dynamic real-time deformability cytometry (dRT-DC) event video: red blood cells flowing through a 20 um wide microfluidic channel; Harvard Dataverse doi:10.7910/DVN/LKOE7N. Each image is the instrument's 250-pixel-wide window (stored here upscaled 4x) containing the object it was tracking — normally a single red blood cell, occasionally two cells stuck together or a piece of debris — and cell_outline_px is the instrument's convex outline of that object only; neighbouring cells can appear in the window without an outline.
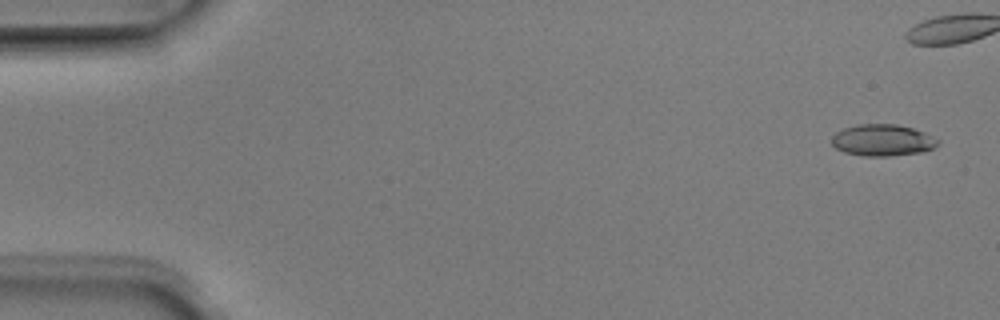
{"species": "Egyptian fruit bat (a non-hibernating species)", "species_latin": "Rousettus aegyptiacus", "temperature_condition": "room temperature", "stored_images_in_passage": 6, "camera_frame_rate_fps": 3000, "um_per_image_px": 0.085, "animal": {"sex": "male"}, "frame": {"image": 1, "passage_image": 1, "time_ms": 0.0, "image_size_px": [1000, 320], "cell_outline_px": [[940, 140], [932, 148], [924, 152], [888, 156], [864, 156], [844, 152], [836, 148], [832, 144], [832, 136], [836, 132], [844, 128], [860, 124], [896, 124], [912, 128], [924, 132]], "centroid_in_image_um": [75.01, 11.92], "position_along_channel_um": 10.0, "area_um2": 19.48}}
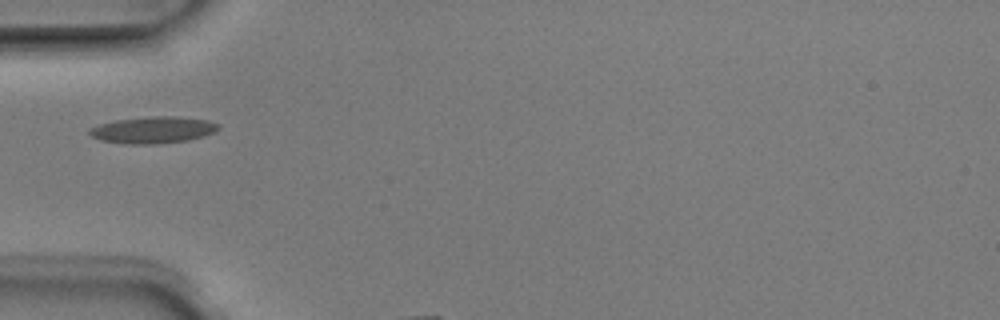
{"frame": {"image": 2, "passage_image": 5, "time_ms": 1.333, "image_size_px": [1000, 320], "cell_outline_px": [[220, 128], [204, 136], [188, 140], [156, 144], [124, 144], [100, 140], [92, 136], [88, 132], [88, 128], [100, 124], [116, 120], [152, 116], [172, 116], [208, 120], [220, 124]], "centroid_in_image_um": [12.99, 11.05], "position_along_channel_um": 72.0, "area_um2": 20.06}}